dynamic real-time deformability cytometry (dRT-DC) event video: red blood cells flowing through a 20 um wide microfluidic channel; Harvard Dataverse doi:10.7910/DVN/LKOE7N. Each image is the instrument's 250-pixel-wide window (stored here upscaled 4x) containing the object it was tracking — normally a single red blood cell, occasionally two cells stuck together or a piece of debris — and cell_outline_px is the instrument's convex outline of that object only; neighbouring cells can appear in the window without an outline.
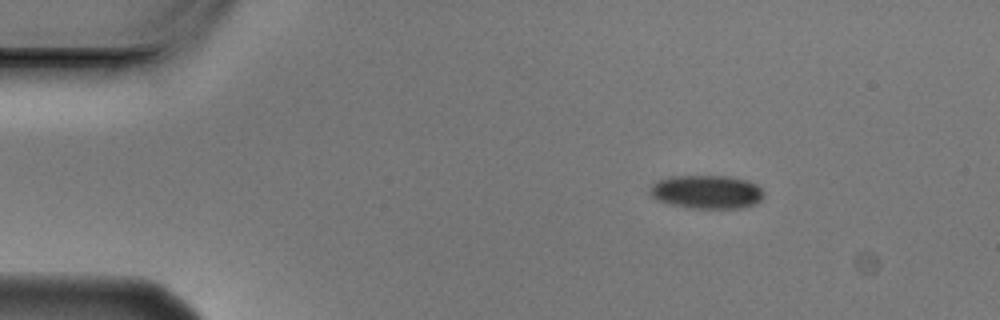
{"species": "Egyptian fruit bat (a non-hibernating species)", "species_latin": "Rousettus aegyptiacus", "temperature_condition": "cold", "stored_images_in_passage": 4, "camera_frame_rate_fps": 3000, "um_per_image_px": 0.085, "animal": {"sex": "male"}, "frame": {"image": 1, "passage_image": 2, "time_ms": 0.333, "image_size_px": [1000, 320], "cell_outline_px": [[764, 196], [756, 204], [740, 208], [688, 208], [672, 204], [660, 200], [652, 196], [648, 192], [652, 184], [660, 180], [672, 176], [728, 176], [748, 180], [756, 184], [764, 192]], "centroid_in_image_um": [60.1, 16.31], "position_along_channel_um": 24.9, "area_um2": 22.2}}
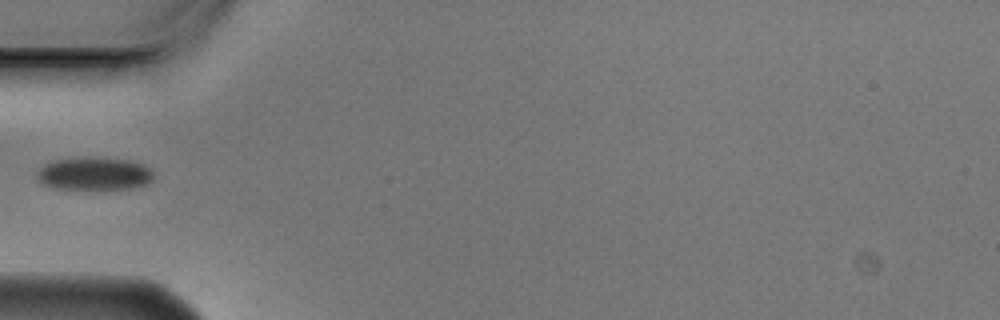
{"frame": {"image": 2, "passage_image": 4, "time_ms": 1.0, "image_size_px": [1000, 320], "cell_outline_px": [[152, 180], [148, 184], [132, 188], [52, 188], [44, 184], [36, 176], [36, 172], [44, 164], [52, 160], [128, 160], [152, 168]], "centroid_in_image_um": [8.01, 14.8], "position_along_channel_um": 77.0, "area_um2": 21.21}}